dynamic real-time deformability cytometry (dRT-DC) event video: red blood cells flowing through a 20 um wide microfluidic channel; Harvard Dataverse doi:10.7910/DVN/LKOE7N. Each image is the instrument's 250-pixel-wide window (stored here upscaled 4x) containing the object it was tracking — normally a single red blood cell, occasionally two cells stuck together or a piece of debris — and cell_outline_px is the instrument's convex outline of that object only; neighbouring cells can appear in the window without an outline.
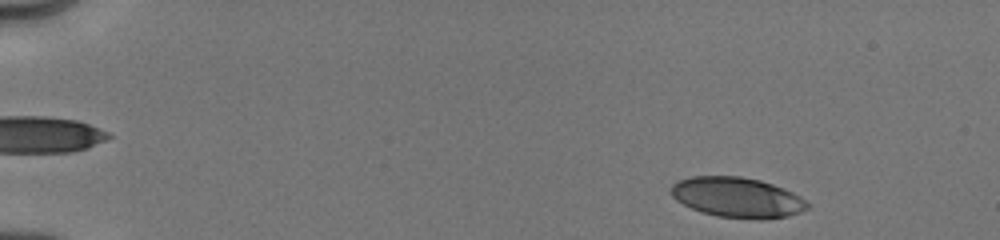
{"species": "human", "species_latin": "Homo sapiens", "temperature_condition": "cold", "stored_images_in_passage": 43, "segment_of_instrument_passage": [1, 2], "camera_frame_rate_fps": 3000, "um_per_image_px": 0.085, "donor": {"sex": "male"}, "frame": {"image": 1, "passage_image": 4, "time_ms": 0.667, "image_size_px": [1000, 240], "cell_outline_px": [[812, 208], [788, 216], [764, 220], [760, 220], [716, 216], [700, 212], [676, 200], [668, 192], [668, 188], [676, 180], [692, 176], [740, 176], [760, 180], [784, 188], [800, 196], [812, 204]], "centroid_in_image_um": [62.67, 16.78], "position_along_channel_um": 22.3, "area_um2": 32.6}}
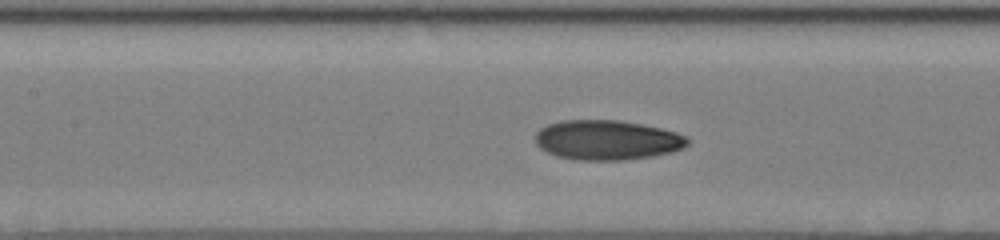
{"frame": {"image": 2, "passage_image": 23, "time_ms": 7.0, "image_size_px": [1000, 240], "cell_outline_px": [[688, 144], [684, 148], [672, 152], [652, 156], [624, 160], [576, 160], [556, 156], [540, 148], [536, 144], [536, 132], [540, 128], [548, 124], [560, 120], [620, 120], [660, 128], [676, 132], [688, 136]], "centroid_in_image_um": [51.6, 11.9], "position_along_channel_um": 155.8, "area_um2": 35.43}}
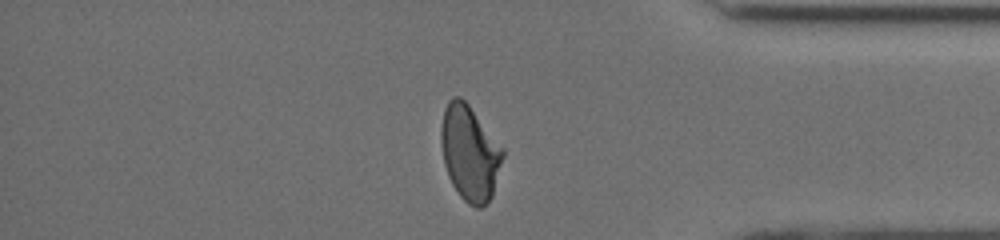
{"frame": {"image": 3, "passage_image": 37, "time_ms": 13.333, "image_size_px": [1000, 240], "cell_outline_px": [[504, 156], [492, 196], [480, 208], [476, 208], [468, 204], [460, 196], [452, 184], [448, 176], [444, 164], [440, 144], [440, 128], [444, 108], [448, 100], [452, 96], [460, 96], [468, 104], [504, 148]], "centroid_in_image_um": [39.91, 12.98], "position_along_channel_um": 395.3, "area_um2": 34.45}}